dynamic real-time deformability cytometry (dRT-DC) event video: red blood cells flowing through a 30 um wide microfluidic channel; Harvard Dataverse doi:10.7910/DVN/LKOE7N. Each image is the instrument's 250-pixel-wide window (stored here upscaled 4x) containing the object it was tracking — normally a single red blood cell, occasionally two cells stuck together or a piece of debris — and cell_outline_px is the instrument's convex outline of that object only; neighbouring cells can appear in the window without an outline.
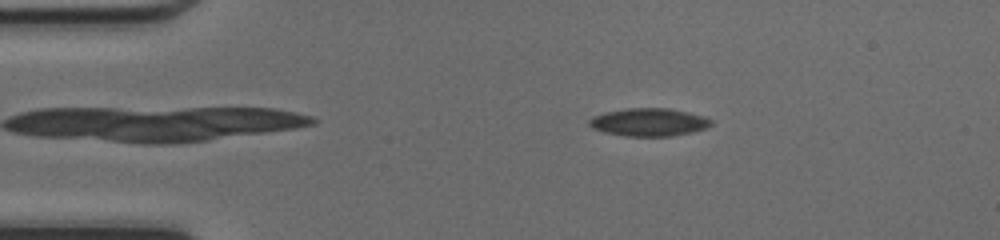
{"species": "common noctule bat (a hibernating species)", "species_latin": "Nyctalus noctula", "temperature_condition": "cold", "stored_images_in_passage": 45, "camera_frame_rate_fps": 3000, "um_per_image_px": 0.085, "animal": {"sex": "female", "body_mass_g": 17.0, "forearm_length_mm": 48.0}, "frame": {"image": 1, "passage_image": 5, "time_ms": 1.333, "image_size_px": [1000, 240], "cell_outline_px": [[712, 124], [704, 128], [692, 132], [672, 136], [628, 136], [604, 132], [592, 128], [588, 124], [588, 120], [592, 116], [604, 112], [628, 108], [668, 108], [688, 112], [704, 116], [712, 120]], "centroid_in_image_um": [55.13, 10.38], "position_along_channel_um": 29.9, "area_um2": 19.83}}
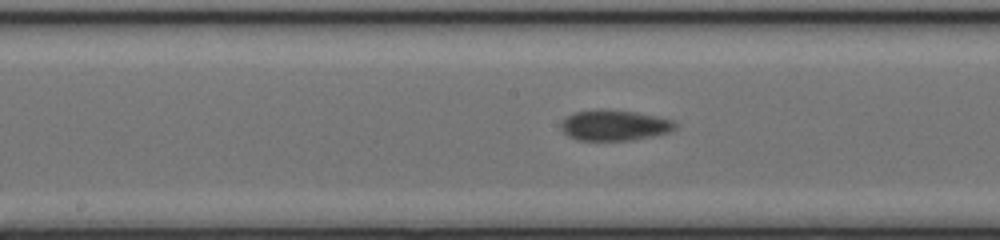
{"frame": {"image": 2, "passage_image": 21, "time_ms": 6.667, "image_size_px": [1000, 240], "cell_outline_px": [[676, 128], [668, 132], [652, 136], [632, 140], [576, 140], [568, 136], [560, 128], [560, 124], [568, 116], [576, 112], [636, 112], [656, 116], [672, 120], [676, 124]], "centroid_in_image_um": [52.24, 10.7], "position_along_channel_um": 196.0, "area_um2": 19.48}}
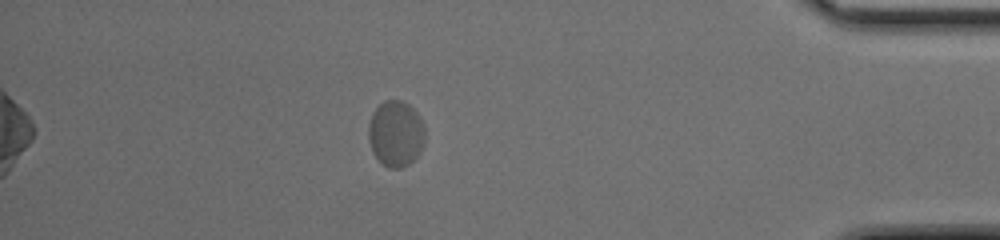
{"frame": {"image": 3, "passage_image": 39, "time_ms": 12.667, "image_size_px": [1000, 240], "cell_outline_px": [[424, 144], [420, 152], [408, 164], [400, 168], [388, 168], [380, 164], [372, 152], [368, 136], [368, 124], [372, 112], [384, 100], [400, 100], [408, 104], [420, 116], [424, 124]], "centroid_in_image_um": [33.62, 11.36], "position_along_channel_um": 401.6, "area_um2": 21.96}}